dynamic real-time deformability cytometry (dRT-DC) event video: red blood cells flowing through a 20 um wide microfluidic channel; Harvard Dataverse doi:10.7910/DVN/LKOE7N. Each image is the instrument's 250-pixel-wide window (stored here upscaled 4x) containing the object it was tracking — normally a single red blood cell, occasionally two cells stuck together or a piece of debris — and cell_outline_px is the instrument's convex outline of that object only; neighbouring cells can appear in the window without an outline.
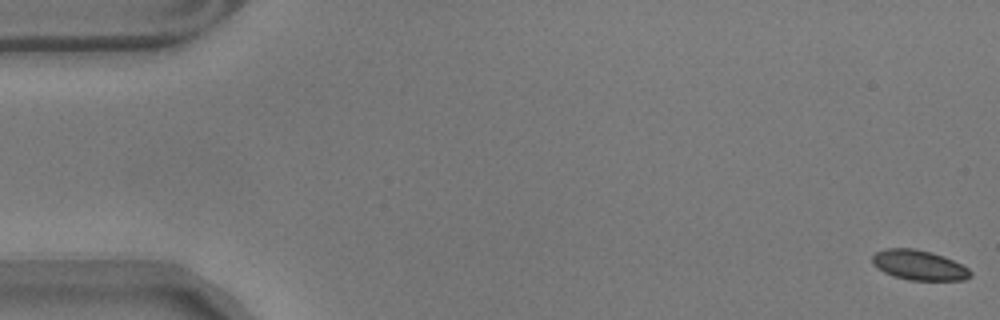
{"species": "common noctule bat (a hibernating species)", "species_latin": "Nyctalus noctula", "temperature_condition": "warm", "stored_images_in_passage": 14, "camera_frame_rate_fps": 3000, "um_per_image_px": 0.085, "animal": {"sex": "male", "body_mass_g": 17.9}, "frame": {"image": 1, "passage_image": 1, "time_ms": 0.0, "image_size_px": [1000, 320], "cell_outline_px": [[972, 276], [964, 280], [908, 280], [892, 276], [884, 272], [872, 264], [872, 256], [876, 252], [884, 248], [916, 248], [932, 252], [944, 256], [968, 268], [972, 272]], "centroid_in_image_um": [78.1, 22.53], "position_along_channel_um": 6.9, "area_um2": 17.28}}